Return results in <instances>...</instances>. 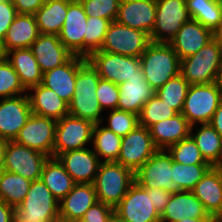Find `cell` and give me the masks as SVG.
<instances>
[{"instance_id":"680465c9","label":"cell","mask_w":222,"mask_h":222,"mask_svg":"<svg viewBox=\"0 0 222 222\" xmlns=\"http://www.w3.org/2000/svg\"><path fill=\"white\" fill-rule=\"evenodd\" d=\"M6 54L3 50V45H2V42L0 40V61H2L4 58H5Z\"/></svg>"},{"instance_id":"bcb514c9","label":"cell","mask_w":222,"mask_h":222,"mask_svg":"<svg viewBox=\"0 0 222 222\" xmlns=\"http://www.w3.org/2000/svg\"><path fill=\"white\" fill-rule=\"evenodd\" d=\"M114 208L102 202H96L84 214L79 222H107Z\"/></svg>"},{"instance_id":"1f68e13d","label":"cell","mask_w":222,"mask_h":222,"mask_svg":"<svg viewBox=\"0 0 222 222\" xmlns=\"http://www.w3.org/2000/svg\"><path fill=\"white\" fill-rule=\"evenodd\" d=\"M71 0H47L34 14L40 34L59 35Z\"/></svg>"},{"instance_id":"6da1fadb","label":"cell","mask_w":222,"mask_h":222,"mask_svg":"<svg viewBox=\"0 0 222 222\" xmlns=\"http://www.w3.org/2000/svg\"><path fill=\"white\" fill-rule=\"evenodd\" d=\"M100 79L99 74L88 61L79 68L75 81V91L68 105L69 115L91 121L94 124L105 121V116L101 115L103 110L96 96Z\"/></svg>"},{"instance_id":"db71d44e","label":"cell","mask_w":222,"mask_h":222,"mask_svg":"<svg viewBox=\"0 0 222 222\" xmlns=\"http://www.w3.org/2000/svg\"><path fill=\"white\" fill-rule=\"evenodd\" d=\"M213 37L216 40V42L222 47V23L213 32Z\"/></svg>"},{"instance_id":"681fc988","label":"cell","mask_w":222,"mask_h":222,"mask_svg":"<svg viewBox=\"0 0 222 222\" xmlns=\"http://www.w3.org/2000/svg\"><path fill=\"white\" fill-rule=\"evenodd\" d=\"M47 0H12L18 14L34 15Z\"/></svg>"},{"instance_id":"11a10c76","label":"cell","mask_w":222,"mask_h":222,"mask_svg":"<svg viewBox=\"0 0 222 222\" xmlns=\"http://www.w3.org/2000/svg\"><path fill=\"white\" fill-rule=\"evenodd\" d=\"M209 219H194V218H184L178 222H207Z\"/></svg>"},{"instance_id":"83f0119b","label":"cell","mask_w":222,"mask_h":222,"mask_svg":"<svg viewBox=\"0 0 222 222\" xmlns=\"http://www.w3.org/2000/svg\"><path fill=\"white\" fill-rule=\"evenodd\" d=\"M118 110L134 113L139 116L143 105L155 95V91L146 82L144 76L133 77L118 85Z\"/></svg>"},{"instance_id":"484cf974","label":"cell","mask_w":222,"mask_h":222,"mask_svg":"<svg viewBox=\"0 0 222 222\" xmlns=\"http://www.w3.org/2000/svg\"><path fill=\"white\" fill-rule=\"evenodd\" d=\"M27 96L31 111L36 115L51 118L56 121L69 115L68 104L53 90L43 86L42 84L28 89Z\"/></svg>"},{"instance_id":"d6986e66","label":"cell","mask_w":222,"mask_h":222,"mask_svg":"<svg viewBox=\"0 0 222 222\" xmlns=\"http://www.w3.org/2000/svg\"><path fill=\"white\" fill-rule=\"evenodd\" d=\"M155 17L156 0H121L116 21L150 36Z\"/></svg>"},{"instance_id":"f546056e","label":"cell","mask_w":222,"mask_h":222,"mask_svg":"<svg viewBox=\"0 0 222 222\" xmlns=\"http://www.w3.org/2000/svg\"><path fill=\"white\" fill-rule=\"evenodd\" d=\"M5 57L18 74L20 82L26 90L42 83L43 73L30 48L8 51Z\"/></svg>"},{"instance_id":"94428289","label":"cell","mask_w":222,"mask_h":222,"mask_svg":"<svg viewBox=\"0 0 222 222\" xmlns=\"http://www.w3.org/2000/svg\"><path fill=\"white\" fill-rule=\"evenodd\" d=\"M54 222H71V221H66V220H62V219H57L56 221H54Z\"/></svg>"},{"instance_id":"3957f363","label":"cell","mask_w":222,"mask_h":222,"mask_svg":"<svg viewBox=\"0 0 222 222\" xmlns=\"http://www.w3.org/2000/svg\"><path fill=\"white\" fill-rule=\"evenodd\" d=\"M135 182V173L116 161L101 162L93 186L97 200L115 208Z\"/></svg>"},{"instance_id":"9a60e30c","label":"cell","mask_w":222,"mask_h":222,"mask_svg":"<svg viewBox=\"0 0 222 222\" xmlns=\"http://www.w3.org/2000/svg\"><path fill=\"white\" fill-rule=\"evenodd\" d=\"M114 212L124 222H161L151 197L137 182L130 186Z\"/></svg>"},{"instance_id":"d6a6232c","label":"cell","mask_w":222,"mask_h":222,"mask_svg":"<svg viewBox=\"0 0 222 222\" xmlns=\"http://www.w3.org/2000/svg\"><path fill=\"white\" fill-rule=\"evenodd\" d=\"M52 195L60 201L76 184L57 158L49 157L40 178Z\"/></svg>"},{"instance_id":"b9f144b4","label":"cell","mask_w":222,"mask_h":222,"mask_svg":"<svg viewBox=\"0 0 222 222\" xmlns=\"http://www.w3.org/2000/svg\"><path fill=\"white\" fill-rule=\"evenodd\" d=\"M25 92L27 90L20 82L18 74L5 57L0 61V99L27 94Z\"/></svg>"},{"instance_id":"ba28073f","label":"cell","mask_w":222,"mask_h":222,"mask_svg":"<svg viewBox=\"0 0 222 222\" xmlns=\"http://www.w3.org/2000/svg\"><path fill=\"white\" fill-rule=\"evenodd\" d=\"M190 19L185 0H156V17L150 41L169 43Z\"/></svg>"},{"instance_id":"cb8c5ba5","label":"cell","mask_w":222,"mask_h":222,"mask_svg":"<svg viewBox=\"0 0 222 222\" xmlns=\"http://www.w3.org/2000/svg\"><path fill=\"white\" fill-rule=\"evenodd\" d=\"M97 200L93 184L76 183L72 190L59 201V218L71 222H79L85 212Z\"/></svg>"},{"instance_id":"4fadbf2b","label":"cell","mask_w":222,"mask_h":222,"mask_svg":"<svg viewBox=\"0 0 222 222\" xmlns=\"http://www.w3.org/2000/svg\"><path fill=\"white\" fill-rule=\"evenodd\" d=\"M157 150L149 129L139 124L122 137L120 154L116 162L135 173Z\"/></svg>"},{"instance_id":"f907efd6","label":"cell","mask_w":222,"mask_h":222,"mask_svg":"<svg viewBox=\"0 0 222 222\" xmlns=\"http://www.w3.org/2000/svg\"><path fill=\"white\" fill-rule=\"evenodd\" d=\"M15 208L4 201H0V222H14Z\"/></svg>"},{"instance_id":"30bf717a","label":"cell","mask_w":222,"mask_h":222,"mask_svg":"<svg viewBox=\"0 0 222 222\" xmlns=\"http://www.w3.org/2000/svg\"><path fill=\"white\" fill-rule=\"evenodd\" d=\"M94 126L91 121L71 115L57 120L53 157L56 158L67 151L86 148L92 143Z\"/></svg>"},{"instance_id":"8d00e7d4","label":"cell","mask_w":222,"mask_h":222,"mask_svg":"<svg viewBox=\"0 0 222 222\" xmlns=\"http://www.w3.org/2000/svg\"><path fill=\"white\" fill-rule=\"evenodd\" d=\"M210 164L186 165L172 162V181L179 191H192L211 168Z\"/></svg>"},{"instance_id":"ac0fdd59","label":"cell","mask_w":222,"mask_h":222,"mask_svg":"<svg viewBox=\"0 0 222 222\" xmlns=\"http://www.w3.org/2000/svg\"><path fill=\"white\" fill-rule=\"evenodd\" d=\"M86 61L85 57L74 55L62 66L43 73L41 84L53 90L69 105L75 91L78 70Z\"/></svg>"},{"instance_id":"8992f818","label":"cell","mask_w":222,"mask_h":222,"mask_svg":"<svg viewBox=\"0 0 222 222\" xmlns=\"http://www.w3.org/2000/svg\"><path fill=\"white\" fill-rule=\"evenodd\" d=\"M86 59L101 79L116 85L133 77L144 76L140 57H128L98 50L91 53Z\"/></svg>"},{"instance_id":"52a82bcc","label":"cell","mask_w":222,"mask_h":222,"mask_svg":"<svg viewBox=\"0 0 222 222\" xmlns=\"http://www.w3.org/2000/svg\"><path fill=\"white\" fill-rule=\"evenodd\" d=\"M221 100L222 90L216 82L190 85L181 113L191 126L209 123Z\"/></svg>"},{"instance_id":"d4e9b609","label":"cell","mask_w":222,"mask_h":222,"mask_svg":"<svg viewBox=\"0 0 222 222\" xmlns=\"http://www.w3.org/2000/svg\"><path fill=\"white\" fill-rule=\"evenodd\" d=\"M210 219L202 202L192 191H178L172 194L165 210L160 215L161 222H178L182 219Z\"/></svg>"},{"instance_id":"4316f807","label":"cell","mask_w":222,"mask_h":222,"mask_svg":"<svg viewBox=\"0 0 222 222\" xmlns=\"http://www.w3.org/2000/svg\"><path fill=\"white\" fill-rule=\"evenodd\" d=\"M148 129L157 149L167 150L190 136L191 125L182 113H178L172 118L151 125Z\"/></svg>"},{"instance_id":"ab89813d","label":"cell","mask_w":222,"mask_h":222,"mask_svg":"<svg viewBox=\"0 0 222 222\" xmlns=\"http://www.w3.org/2000/svg\"><path fill=\"white\" fill-rule=\"evenodd\" d=\"M111 22L108 19L88 17L84 34V57L101 49L105 34Z\"/></svg>"},{"instance_id":"9f6ffc18","label":"cell","mask_w":222,"mask_h":222,"mask_svg":"<svg viewBox=\"0 0 222 222\" xmlns=\"http://www.w3.org/2000/svg\"><path fill=\"white\" fill-rule=\"evenodd\" d=\"M107 222H124L122 219H120L115 212L109 217Z\"/></svg>"},{"instance_id":"7a4b0ae2","label":"cell","mask_w":222,"mask_h":222,"mask_svg":"<svg viewBox=\"0 0 222 222\" xmlns=\"http://www.w3.org/2000/svg\"><path fill=\"white\" fill-rule=\"evenodd\" d=\"M140 62L144 78L154 91L180 74V59L169 43L150 42Z\"/></svg>"},{"instance_id":"7c38bea8","label":"cell","mask_w":222,"mask_h":222,"mask_svg":"<svg viewBox=\"0 0 222 222\" xmlns=\"http://www.w3.org/2000/svg\"><path fill=\"white\" fill-rule=\"evenodd\" d=\"M49 156L35 149L9 141L2 170L21 175L30 181L40 180Z\"/></svg>"},{"instance_id":"60d3db41","label":"cell","mask_w":222,"mask_h":222,"mask_svg":"<svg viewBox=\"0 0 222 222\" xmlns=\"http://www.w3.org/2000/svg\"><path fill=\"white\" fill-rule=\"evenodd\" d=\"M167 151L174 162L186 165L208 164L191 136L170 146Z\"/></svg>"},{"instance_id":"f5cc1de1","label":"cell","mask_w":222,"mask_h":222,"mask_svg":"<svg viewBox=\"0 0 222 222\" xmlns=\"http://www.w3.org/2000/svg\"><path fill=\"white\" fill-rule=\"evenodd\" d=\"M8 142L9 140L0 138V171L2 170V167L4 164V158H5Z\"/></svg>"},{"instance_id":"f6af8a7d","label":"cell","mask_w":222,"mask_h":222,"mask_svg":"<svg viewBox=\"0 0 222 222\" xmlns=\"http://www.w3.org/2000/svg\"><path fill=\"white\" fill-rule=\"evenodd\" d=\"M96 96L103 111L105 109H117L119 87L115 83L100 79L96 89Z\"/></svg>"},{"instance_id":"836d02e7","label":"cell","mask_w":222,"mask_h":222,"mask_svg":"<svg viewBox=\"0 0 222 222\" xmlns=\"http://www.w3.org/2000/svg\"><path fill=\"white\" fill-rule=\"evenodd\" d=\"M122 137L107 129L102 123L95 124L93 129V151L101 162L117 161L121 149Z\"/></svg>"},{"instance_id":"e575fe53","label":"cell","mask_w":222,"mask_h":222,"mask_svg":"<svg viewBox=\"0 0 222 222\" xmlns=\"http://www.w3.org/2000/svg\"><path fill=\"white\" fill-rule=\"evenodd\" d=\"M191 19L214 32L222 23L221 0H185Z\"/></svg>"},{"instance_id":"ee69618b","label":"cell","mask_w":222,"mask_h":222,"mask_svg":"<svg viewBox=\"0 0 222 222\" xmlns=\"http://www.w3.org/2000/svg\"><path fill=\"white\" fill-rule=\"evenodd\" d=\"M107 119L108 125L104 127L120 137H124L139 125L138 115L118 109L110 110Z\"/></svg>"},{"instance_id":"277c9868","label":"cell","mask_w":222,"mask_h":222,"mask_svg":"<svg viewBox=\"0 0 222 222\" xmlns=\"http://www.w3.org/2000/svg\"><path fill=\"white\" fill-rule=\"evenodd\" d=\"M14 222H54L59 219V201L43 181H31L24 200L15 208Z\"/></svg>"},{"instance_id":"7402d4cb","label":"cell","mask_w":222,"mask_h":222,"mask_svg":"<svg viewBox=\"0 0 222 222\" xmlns=\"http://www.w3.org/2000/svg\"><path fill=\"white\" fill-rule=\"evenodd\" d=\"M213 38L211 30L200 22L190 19L183 24L169 44L181 60L197 53Z\"/></svg>"},{"instance_id":"f1b7e54d","label":"cell","mask_w":222,"mask_h":222,"mask_svg":"<svg viewBox=\"0 0 222 222\" xmlns=\"http://www.w3.org/2000/svg\"><path fill=\"white\" fill-rule=\"evenodd\" d=\"M40 32L34 15L18 14L1 41L5 54L14 49L30 48Z\"/></svg>"},{"instance_id":"8fae6325","label":"cell","mask_w":222,"mask_h":222,"mask_svg":"<svg viewBox=\"0 0 222 222\" xmlns=\"http://www.w3.org/2000/svg\"><path fill=\"white\" fill-rule=\"evenodd\" d=\"M172 162L167 150H157L135 172V182L143 188H161L172 194L178 192L172 181Z\"/></svg>"},{"instance_id":"816d5d0a","label":"cell","mask_w":222,"mask_h":222,"mask_svg":"<svg viewBox=\"0 0 222 222\" xmlns=\"http://www.w3.org/2000/svg\"><path fill=\"white\" fill-rule=\"evenodd\" d=\"M213 128L219 133L222 137V100L218 105L217 110L214 112L210 122Z\"/></svg>"},{"instance_id":"f35d334b","label":"cell","mask_w":222,"mask_h":222,"mask_svg":"<svg viewBox=\"0 0 222 222\" xmlns=\"http://www.w3.org/2000/svg\"><path fill=\"white\" fill-rule=\"evenodd\" d=\"M178 114L157 95L150 98L142 107L139 114V124L149 128L151 125L164 119H169Z\"/></svg>"},{"instance_id":"2e32d148","label":"cell","mask_w":222,"mask_h":222,"mask_svg":"<svg viewBox=\"0 0 222 222\" xmlns=\"http://www.w3.org/2000/svg\"><path fill=\"white\" fill-rule=\"evenodd\" d=\"M32 115L27 94L0 99V138L14 141Z\"/></svg>"},{"instance_id":"ffe728a7","label":"cell","mask_w":222,"mask_h":222,"mask_svg":"<svg viewBox=\"0 0 222 222\" xmlns=\"http://www.w3.org/2000/svg\"><path fill=\"white\" fill-rule=\"evenodd\" d=\"M87 15L79 1L68 5L67 15L59 33L62 44L74 55L84 57V34H86Z\"/></svg>"},{"instance_id":"44dd1931","label":"cell","mask_w":222,"mask_h":222,"mask_svg":"<svg viewBox=\"0 0 222 222\" xmlns=\"http://www.w3.org/2000/svg\"><path fill=\"white\" fill-rule=\"evenodd\" d=\"M30 49L42 73L62 66L74 56L62 44L58 35L40 34Z\"/></svg>"},{"instance_id":"4dcf8cb0","label":"cell","mask_w":222,"mask_h":222,"mask_svg":"<svg viewBox=\"0 0 222 222\" xmlns=\"http://www.w3.org/2000/svg\"><path fill=\"white\" fill-rule=\"evenodd\" d=\"M190 136L196 142L208 164L211 166H222V137L210 123L191 126Z\"/></svg>"},{"instance_id":"7bdbcfd3","label":"cell","mask_w":222,"mask_h":222,"mask_svg":"<svg viewBox=\"0 0 222 222\" xmlns=\"http://www.w3.org/2000/svg\"><path fill=\"white\" fill-rule=\"evenodd\" d=\"M87 17L116 21L121 0H79Z\"/></svg>"},{"instance_id":"603a6c76","label":"cell","mask_w":222,"mask_h":222,"mask_svg":"<svg viewBox=\"0 0 222 222\" xmlns=\"http://www.w3.org/2000/svg\"><path fill=\"white\" fill-rule=\"evenodd\" d=\"M192 192L210 217H222V166H212Z\"/></svg>"},{"instance_id":"7dc6e473","label":"cell","mask_w":222,"mask_h":222,"mask_svg":"<svg viewBox=\"0 0 222 222\" xmlns=\"http://www.w3.org/2000/svg\"><path fill=\"white\" fill-rule=\"evenodd\" d=\"M18 15L11 0L0 2V40L6 36L7 30Z\"/></svg>"},{"instance_id":"d590c367","label":"cell","mask_w":222,"mask_h":222,"mask_svg":"<svg viewBox=\"0 0 222 222\" xmlns=\"http://www.w3.org/2000/svg\"><path fill=\"white\" fill-rule=\"evenodd\" d=\"M31 181L21 175L0 171V201L16 208L26 197Z\"/></svg>"},{"instance_id":"9c48e42d","label":"cell","mask_w":222,"mask_h":222,"mask_svg":"<svg viewBox=\"0 0 222 222\" xmlns=\"http://www.w3.org/2000/svg\"><path fill=\"white\" fill-rule=\"evenodd\" d=\"M150 42V36L144 31L112 21L100 50L128 57H140Z\"/></svg>"},{"instance_id":"91938a15","label":"cell","mask_w":222,"mask_h":222,"mask_svg":"<svg viewBox=\"0 0 222 222\" xmlns=\"http://www.w3.org/2000/svg\"><path fill=\"white\" fill-rule=\"evenodd\" d=\"M207 222H222V217H211Z\"/></svg>"},{"instance_id":"e0dca14e","label":"cell","mask_w":222,"mask_h":222,"mask_svg":"<svg viewBox=\"0 0 222 222\" xmlns=\"http://www.w3.org/2000/svg\"><path fill=\"white\" fill-rule=\"evenodd\" d=\"M75 183L93 184L100 166V159L88 147L67 151L56 157Z\"/></svg>"},{"instance_id":"6f0895ef","label":"cell","mask_w":222,"mask_h":222,"mask_svg":"<svg viewBox=\"0 0 222 222\" xmlns=\"http://www.w3.org/2000/svg\"><path fill=\"white\" fill-rule=\"evenodd\" d=\"M218 87L222 90V65L219 69V74H218V78H217V81H216Z\"/></svg>"},{"instance_id":"74e56055","label":"cell","mask_w":222,"mask_h":222,"mask_svg":"<svg viewBox=\"0 0 222 222\" xmlns=\"http://www.w3.org/2000/svg\"><path fill=\"white\" fill-rule=\"evenodd\" d=\"M189 87L190 84L181 74H178L168 80L162 87L157 89L155 91V95H157L177 113H181Z\"/></svg>"},{"instance_id":"c3c4849f","label":"cell","mask_w":222,"mask_h":222,"mask_svg":"<svg viewBox=\"0 0 222 222\" xmlns=\"http://www.w3.org/2000/svg\"><path fill=\"white\" fill-rule=\"evenodd\" d=\"M148 196L151 197L153 205L157 212L161 215L170 200L172 193H169L161 188H145Z\"/></svg>"},{"instance_id":"5b68a950","label":"cell","mask_w":222,"mask_h":222,"mask_svg":"<svg viewBox=\"0 0 222 222\" xmlns=\"http://www.w3.org/2000/svg\"><path fill=\"white\" fill-rule=\"evenodd\" d=\"M222 65V47L213 38L197 53L180 60V74L190 85L217 81Z\"/></svg>"},{"instance_id":"5bb4252c","label":"cell","mask_w":222,"mask_h":222,"mask_svg":"<svg viewBox=\"0 0 222 222\" xmlns=\"http://www.w3.org/2000/svg\"><path fill=\"white\" fill-rule=\"evenodd\" d=\"M56 126V120L32 113L14 141L53 157Z\"/></svg>"}]
</instances>
